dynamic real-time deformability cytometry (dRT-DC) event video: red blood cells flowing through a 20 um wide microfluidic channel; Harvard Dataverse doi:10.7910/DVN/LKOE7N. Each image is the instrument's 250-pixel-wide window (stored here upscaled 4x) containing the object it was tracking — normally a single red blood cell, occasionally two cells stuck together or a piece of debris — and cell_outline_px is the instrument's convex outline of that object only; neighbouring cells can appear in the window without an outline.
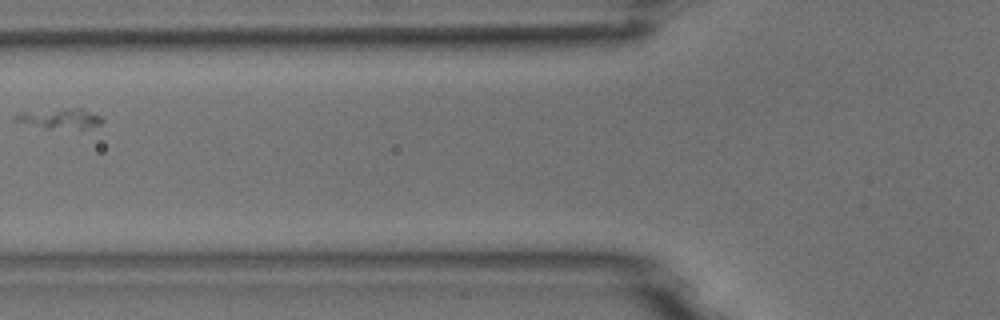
{"species": "common noctule bat (a hibernating species)", "species_latin": "Nyctalus noctula", "temperature_condition": "room temperature", "stored_images_in_passage": 6, "camera_frame_rate_fps": 3000, "um_per_image_px": 0.085, "animal": {"sex": "male", "body_mass_g": 18.8}, "frame": {"image": 1, "passage_image": 3, "time_ms": 2.333, "image_size_px": [1000, 320], "cell_outline_px": [[104, 120], [100, 124], [84, 128], [44, 128], [12, 120], [12, 116], [24, 112], [64, 108], [80, 108], [100, 116]], "centroid_in_image_um": [5.07, 10.07], "position_along_channel_um": 120.7, "area_um2": 10.0}}